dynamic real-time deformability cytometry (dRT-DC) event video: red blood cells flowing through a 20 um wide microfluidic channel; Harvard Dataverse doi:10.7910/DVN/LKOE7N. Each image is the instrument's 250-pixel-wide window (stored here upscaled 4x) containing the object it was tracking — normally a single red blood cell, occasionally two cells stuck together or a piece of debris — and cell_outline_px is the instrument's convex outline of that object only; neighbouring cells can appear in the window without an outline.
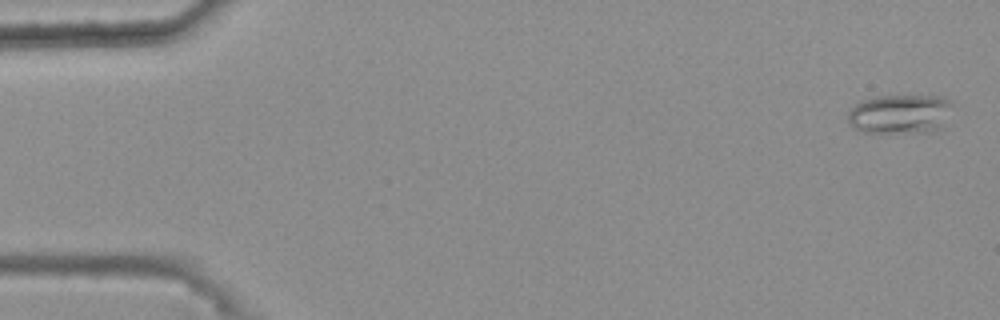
{"species": "common noctule bat (a hibernating species)", "species_latin": "Nyctalus noctula", "temperature_condition": "warm", "stored_images_in_passage": 49, "camera_frame_rate_fps": 3000, "um_per_image_px": 0.085, "animal": {"sex": "female", "body_mass_g": 25.1}, "frame": {"image": 1, "passage_image": 2, "time_ms": 0.333, "image_size_px": [1000, 320], "cell_outline_px": [[952, 104], [940, 128], [932, 132], [860, 132], [848, 124], [848, 112], [860, 100], [876, 96], [944, 96]], "centroid_in_image_um": [76.44, 9.69], "position_along_channel_um": 8.6, "area_um2": 23.87}}
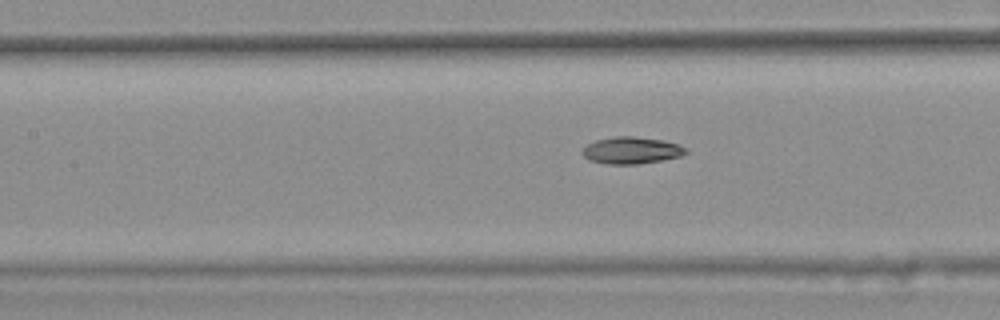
{"frame": {"image": 2, "passage_image": 25, "time_ms": 8.0, "image_size_px": [1000, 320], "cell_outline_px": [[688, 152], [680, 156], [660, 160], [636, 164], [604, 164], [588, 160], [580, 152], [588, 144], [596, 140], [612, 136], [632, 136], [664, 140], [688, 148]], "centroid_in_image_um": [53.64, 12.78], "position_along_channel_um": 153.8, "area_um2": 16.24}}
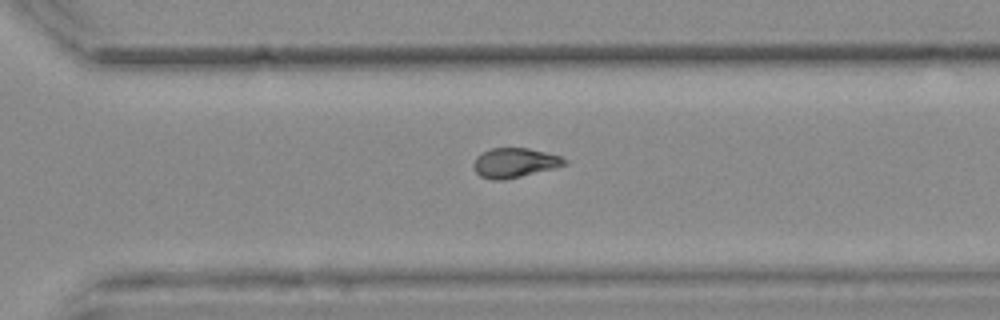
{"frame": {"image": 3, "passage_image": 39, "time_ms": 12.667, "image_size_px": [1000, 320], "cell_outline_px": [[568, 164], [556, 168], [504, 180], [492, 180], [480, 176], [472, 168], [472, 164], [476, 156], [492, 148], [528, 148], [560, 156], [568, 160]], "centroid_in_image_um": [43.74, 13.84], "position_along_channel_um": 326.9, "area_um2": 15.78}, "authors_computed_cell_mechanics": {"area_um2": 16.2418, "velocity_mm_per_s": 3.7147, "shape_relaxation_time_tau1_ms": 7.2078, "shape_relaxation_time_tau2_ms": 6.5038, "deformation_change_tau1": 0.1674, "deformation_change_tau2": 0.0986}}